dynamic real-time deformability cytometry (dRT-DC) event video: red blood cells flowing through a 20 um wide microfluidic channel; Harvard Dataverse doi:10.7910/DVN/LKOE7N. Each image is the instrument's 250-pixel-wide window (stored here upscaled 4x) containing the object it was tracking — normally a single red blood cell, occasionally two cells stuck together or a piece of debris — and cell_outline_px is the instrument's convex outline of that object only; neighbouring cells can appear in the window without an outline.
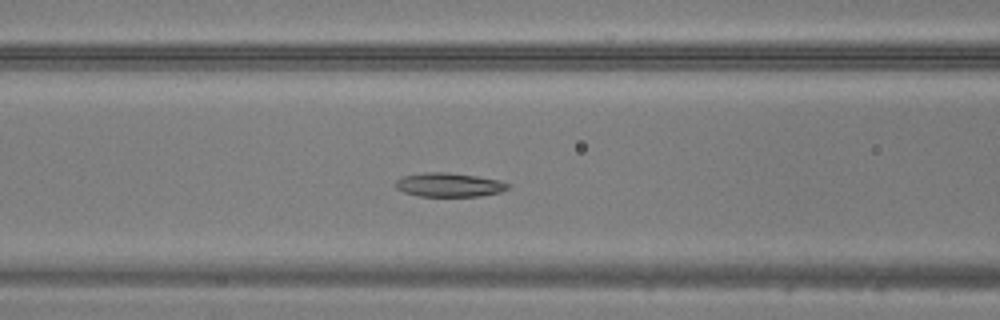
{"species": "common noctule bat (a hibernating species)", "species_latin": "Nyctalus noctula", "temperature_condition": "warm", "stored_images_in_passage": 46, "camera_frame_rate_fps": 3000, "um_per_image_px": 0.085, "animal": {"sex": "male", "body_mass_g": 20.5, "forearm_length_mm": 52.5}, "frame": {"image": 1, "passage_image": 18, "time_ms": 5.667, "image_size_px": [1000, 320], "cell_outline_px": [[512, 188], [500, 192], [480, 196], [420, 196], [404, 192], [396, 188], [396, 180], [404, 176], [424, 172], [448, 172], [476, 176], [500, 180], [512, 184]], "centroid_in_image_um": [38.24, 15.71], "position_along_channel_um": 128.4, "area_um2": 15.78}}
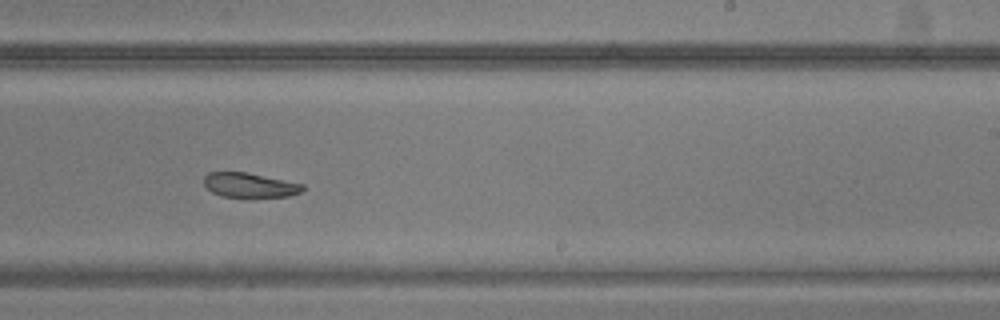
{"frame": {"image": 2, "passage_image": 28, "time_ms": 9.0, "image_size_px": [1000, 320], "cell_outline_px": [[304, 188], [300, 192], [288, 196], [248, 200], [224, 196], [212, 192], [204, 184], [204, 176], [208, 172], [248, 172], [304, 184]], "centroid_in_image_um": [21.24, 15.78], "position_along_channel_um": 267.8, "area_um2": 14.8}}
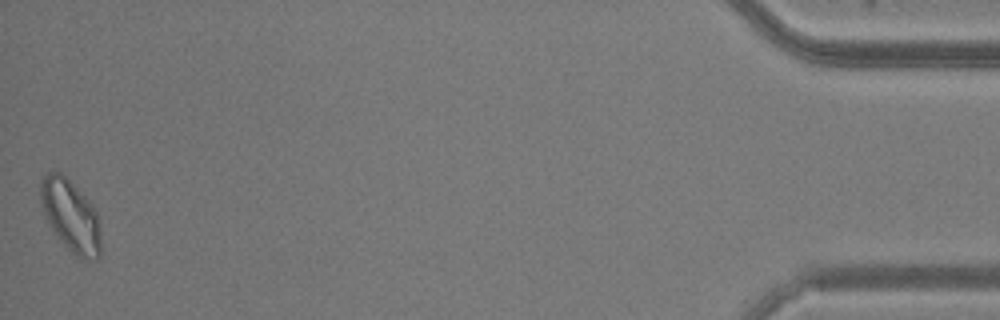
{"frame": {"image": 3, "passage_image": 46, "time_ms": 15.0, "image_size_px": [1000, 320], "cell_outline_px": [[100, 256], [96, 260], [84, 260], [76, 256], [56, 236], [48, 224], [44, 216], [40, 200], [40, 184], [44, 176], [48, 172], [60, 172], [92, 204], [96, 212], [100, 228]], "centroid_in_image_um": [6.0, 18.38], "position_along_channel_um": 429.2, "area_um2": 25.14}}